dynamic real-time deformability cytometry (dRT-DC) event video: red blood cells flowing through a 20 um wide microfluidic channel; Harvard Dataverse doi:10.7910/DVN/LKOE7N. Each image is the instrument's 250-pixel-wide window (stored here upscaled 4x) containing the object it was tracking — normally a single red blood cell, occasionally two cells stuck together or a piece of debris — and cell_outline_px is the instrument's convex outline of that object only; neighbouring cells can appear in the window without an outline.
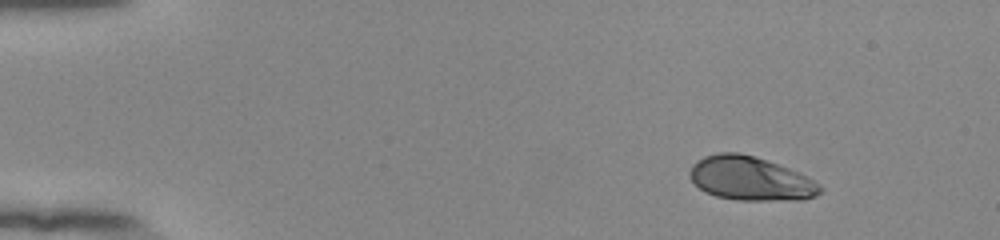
{"species": "human", "species_latin": "Homo sapiens", "temperature_condition": "room temperature", "stored_images_in_passage": 48, "camera_frame_rate_fps": 3000, "um_per_image_px": 0.085, "donor": {"sex": "female"}, "frame": {"image": 1, "passage_image": 1, "time_ms": 0.0, "image_size_px": [1000, 240], "cell_outline_px": [[824, 188], [816, 196], [804, 200], [736, 200], [716, 196], [704, 192], [688, 176], [688, 172], [692, 164], [696, 160], [704, 156], [720, 152], [740, 152], [800, 172], [820, 184]], "centroid_in_image_um": [63.78, 15.19], "position_along_channel_um": 21.2, "area_um2": 33.47}}
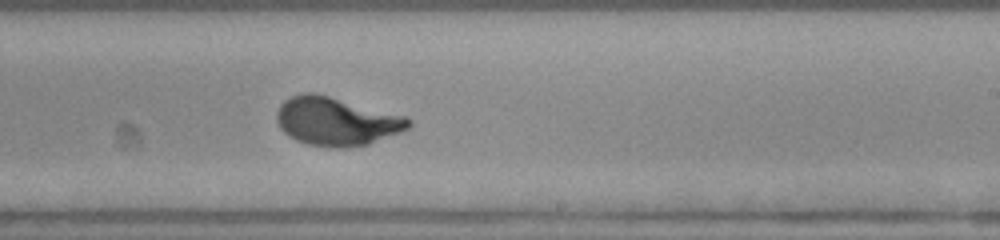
{"frame": {"image": 2, "passage_image": 28, "time_ms": 9.0, "image_size_px": [1000, 240], "cell_outline_px": [[412, 124], [408, 128], [400, 132], [368, 144], [344, 148], [332, 148], [308, 144], [296, 140], [288, 136], [280, 128], [276, 120], [276, 112], [280, 104], [284, 100], [292, 96], [304, 92], [316, 92], [404, 116], [412, 120]], "centroid_in_image_um": [28.55, 10.31], "position_along_channel_um": 260.4, "area_um2": 37.22}}
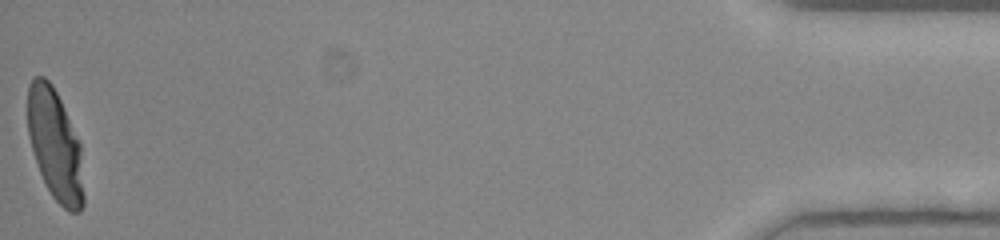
{"frame": {"image": 3, "passage_image": 48, "time_ms": 15.667, "image_size_px": [1000, 240], "cell_outline_px": [[84, 204], [80, 212], [68, 212], [52, 196], [40, 172], [28, 136], [28, 84], [32, 76], [44, 76], [52, 84], [64, 108], [80, 144], [84, 196]], "centroid_in_image_um": [4.68, 12.31], "position_along_channel_um": 430.5, "area_um2": 35.95}, "authors_computed_cell_mechanics": {"area_um2": 35.9805, "velocity_mm_per_s": 3.8916, "shape_relaxation_time_tau1_ms": 2.6584, "shape_relaxation_time_tau2_ms": null, "deformation_change_tau1": 0.1831, "deformation_change_tau2": null}}